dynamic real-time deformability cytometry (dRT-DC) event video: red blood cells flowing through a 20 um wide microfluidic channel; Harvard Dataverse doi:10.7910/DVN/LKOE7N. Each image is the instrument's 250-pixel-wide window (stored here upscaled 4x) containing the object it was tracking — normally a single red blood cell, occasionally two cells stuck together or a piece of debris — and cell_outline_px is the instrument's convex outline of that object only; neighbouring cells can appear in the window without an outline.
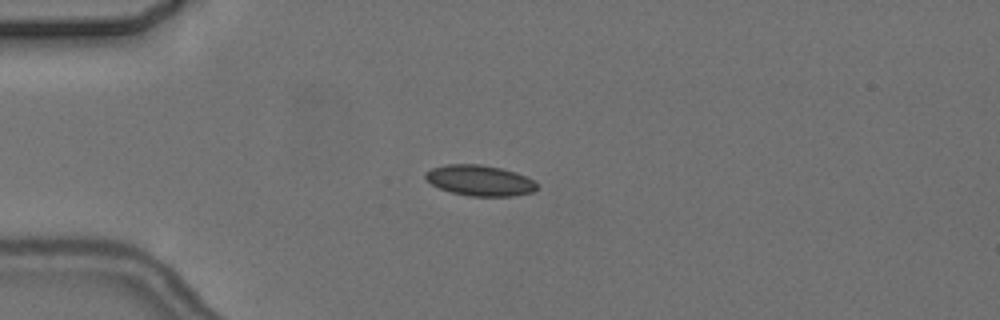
{"species": "common noctule bat (a hibernating species)", "species_latin": "Nyctalus noctula", "temperature_condition": "cold", "stored_images_in_passage": 7, "camera_frame_rate_fps": 3000, "um_per_image_px": 0.085, "animal": {"sex": "female", "body_mass_g": 24.6, "forearm_length_mm": 56.2}, "frame": {"image": 1, "passage_image": 4, "time_ms": 3.667, "image_size_px": [1000, 320], "cell_outline_px": [[536, 188], [532, 192], [512, 196], [468, 196], [452, 192], [440, 188], [432, 184], [424, 176], [424, 172], [432, 168], [448, 164], [480, 164], [500, 168], [516, 172], [532, 180], [536, 184]], "centroid_in_image_um": [40.75, 15.33], "position_along_channel_um": 44.2, "area_um2": 19.71}}
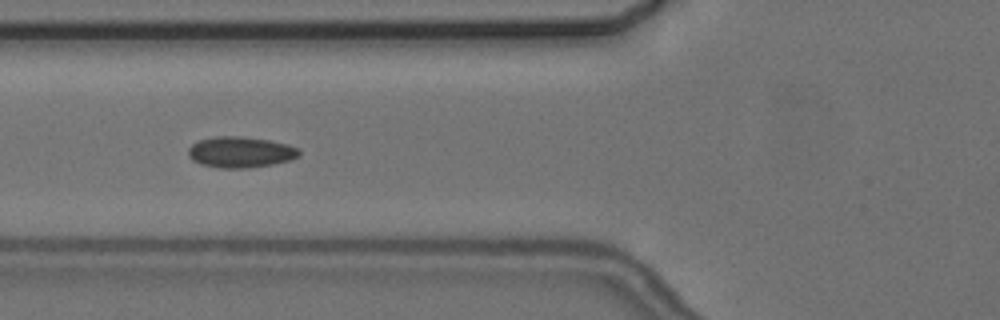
{"frame": {"image": 2, "passage_image": 6, "time_ms": 6.0, "image_size_px": [1000, 320], "cell_outline_px": [[300, 156], [288, 160], [272, 164], [248, 168], [216, 168], [200, 164], [192, 160], [188, 156], [188, 148], [192, 144], [200, 140], [216, 136], [240, 136], [268, 140], [288, 144], [300, 148]], "centroid_in_image_um": [20.43, 12.93], "position_along_channel_um": 105.4, "area_um2": 20.11}}
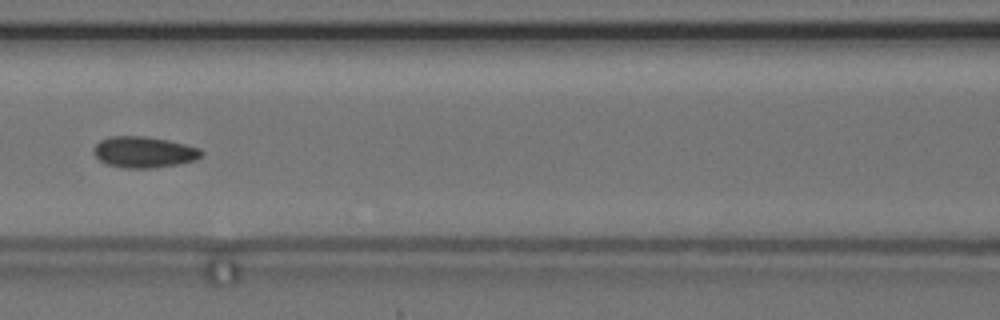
{"frame": {"image": 3, "passage_image": 7, "time_ms": 7.333, "image_size_px": [1000, 320], "cell_outline_px": [[204, 152], [196, 160], [176, 164], [152, 168], [124, 168], [108, 164], [100, 160], [92, 152], [92, 148], [100, 140], [108, 136], [144, 136], [168, 140], [200, 148]], "centroid_in_image_um": [12.21, 12.92], "position_along_channel_um": 154.4, "area_um2": 19.54}}